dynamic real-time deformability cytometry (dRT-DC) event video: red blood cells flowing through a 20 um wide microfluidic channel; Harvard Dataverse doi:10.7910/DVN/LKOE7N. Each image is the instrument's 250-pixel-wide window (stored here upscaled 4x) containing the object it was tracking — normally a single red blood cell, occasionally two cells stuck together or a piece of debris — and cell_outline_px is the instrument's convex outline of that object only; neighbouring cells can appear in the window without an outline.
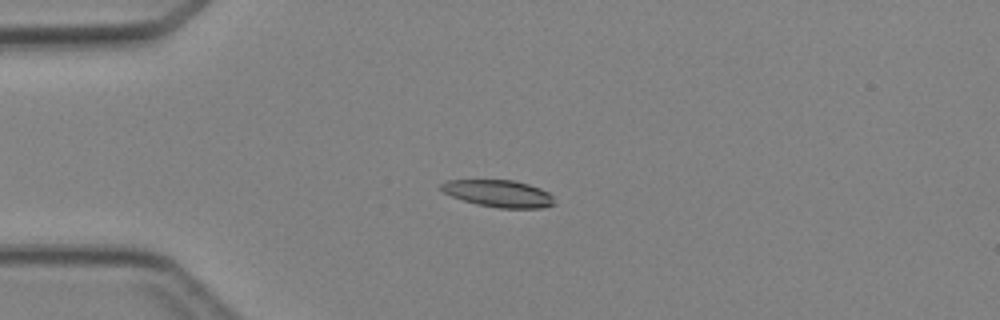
{"species": "Egyptian fruit bat (a non-hibernating species)", "species_latin": "Rousettus aegyptiacus", "temperature_condition": "cold", "stored_images_in_passage": 5, "camera_frame_rate_fps": 3000, "um_per_image_px": 0.085, "animal": {"sex": "female"}, "frame": {"image": 1, "passage_image": 4, "time_ms": 3.667, "image_size_px": [1000, 320], "cell_outline_px": [[556, 204], [544, 208], [500, 208], [476, 204], [452, 196], [444, 192], [440, 188], [440, 184], [448, 180], [512, 180], [528, 184], [540, 188], [548, 192], [552, 196]], "centroid_in_image_um": [42.41, 16.45], "position_along_channel_um": 42.6, "area_um2": 17.8}}